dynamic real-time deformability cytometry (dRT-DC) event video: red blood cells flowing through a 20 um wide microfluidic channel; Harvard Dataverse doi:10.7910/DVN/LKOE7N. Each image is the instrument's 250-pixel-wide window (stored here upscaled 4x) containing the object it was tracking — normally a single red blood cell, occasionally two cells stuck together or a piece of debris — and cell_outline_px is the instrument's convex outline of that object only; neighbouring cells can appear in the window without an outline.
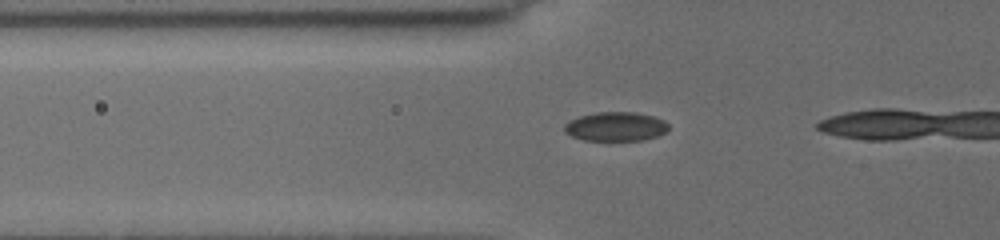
{"species": "common noctule bat (a hibernating species)", "species_latin": "Nyctalus noctula", "temperature_condition": "cold", "stored_images_in_passage": 9, "camera_frame_rate_fps": 3000, "um_per_image_px": 0.085, "animal": {"sex": "female", "body_mass_g": 19.5, "forearm_length_mm": 54.1}, "frame": {"image": 1, "passage_image": 6, "time_ms": 2.0, "image_size_px": [1000, 240], "cell_outline_px": [[668, 128], [664, 132], [656, 136], [644, 140], [584, 140], [572, 136], [564, 132], [564, 124], [568, 120], [580, 116], [596, 112], [636, 112], [652, 116], [664, 120], [668, 124]], "centroid_in_image_um": [52.3, 10.75], "position_along_channel_um": 73.5, "area_um2": 17.63}}